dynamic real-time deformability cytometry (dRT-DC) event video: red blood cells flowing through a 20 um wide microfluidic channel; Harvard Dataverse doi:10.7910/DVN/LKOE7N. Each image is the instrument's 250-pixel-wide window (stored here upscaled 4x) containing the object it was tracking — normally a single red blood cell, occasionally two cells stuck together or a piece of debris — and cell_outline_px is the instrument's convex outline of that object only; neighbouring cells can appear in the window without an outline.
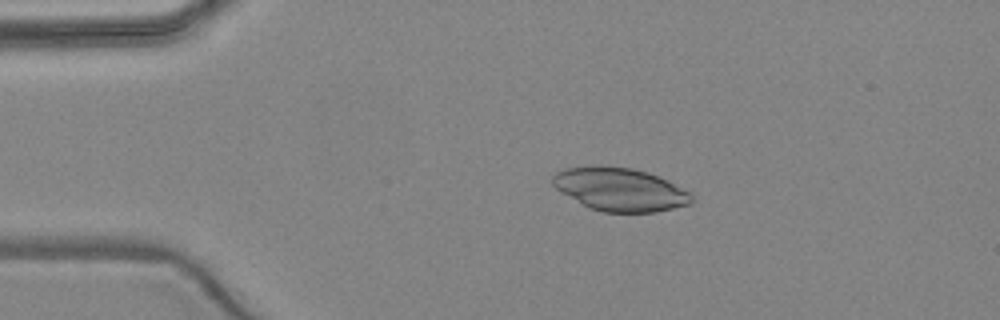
{"species": "common noctule bat (a hibernating species)", "species_latin": "Nyctalus noctula", "temperature_condition": "warm", "stored_images_in_passage": 3, "camera_frame_rate_fps": 3000, "um_per_image_px": 0.085, "animal": {"sex": "female", "body_mass_g": 24.6, "forearm_length_mm": 56.2}, "frame": {"image": 1, "passage_image": 2, "time_ms": 1.333, "image_size_px": [1000, 320], "cell_outline_px": [[692, 200], [688, 204], [656, 212], [604, 212], [592, 208], [584, 204], [556, 188], [552, 184], [552, 176], [556, 172], [564, 168], [596, 164], [632, 168], [648, 172], [668, 180], [688, 192], [692, 196]], "centroid_in_image_um": [52.67, 16.06], "position_along_channel_um": 32.3, "area_um2": 34.74}}